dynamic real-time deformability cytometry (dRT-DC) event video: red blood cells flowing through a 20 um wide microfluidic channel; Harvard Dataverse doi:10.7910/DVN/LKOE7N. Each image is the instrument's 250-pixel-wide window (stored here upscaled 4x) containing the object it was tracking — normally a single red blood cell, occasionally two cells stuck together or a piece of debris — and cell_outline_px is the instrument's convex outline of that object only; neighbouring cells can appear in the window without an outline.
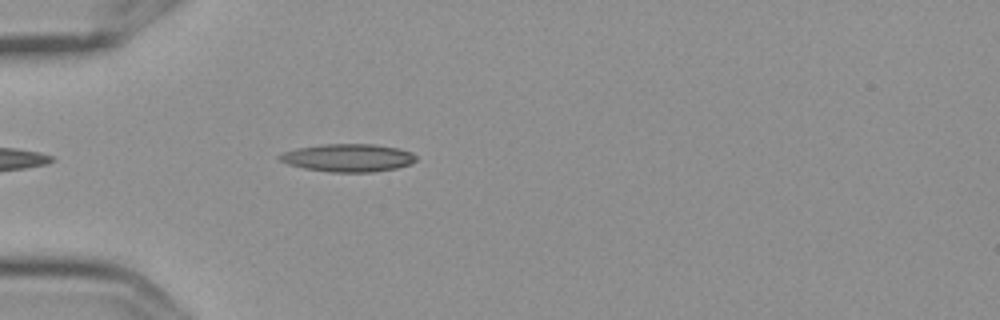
{"species": "Egyptian fruit bat (a non-hibernating species)", "species_latin": "Rousettus aegyptiacus", "temperature_condition": "cold", "stored_images_in_passage": 4, "camera_frame_rate_fps": 3000, "um_per_image_px": 0.085, "frame": {"image": 1, "passage_image": 4, "time_ms": 1.0, "image_size_px": [1000, 320], "cell_outline_px": [[416, 160], [408, 164], [396, 168], [372, 172], [328, 172], [304, 168], [288, 164], [280, 160], [276, 156], [284, 152], [296, 148], [324, 144], [372, 144], [400, 148], [412, 152], [416, 156]], "centroid_in_image_um": [29.58, 13.41], "position_along_channel_um": 55.4, "area_um2": 22.14}}